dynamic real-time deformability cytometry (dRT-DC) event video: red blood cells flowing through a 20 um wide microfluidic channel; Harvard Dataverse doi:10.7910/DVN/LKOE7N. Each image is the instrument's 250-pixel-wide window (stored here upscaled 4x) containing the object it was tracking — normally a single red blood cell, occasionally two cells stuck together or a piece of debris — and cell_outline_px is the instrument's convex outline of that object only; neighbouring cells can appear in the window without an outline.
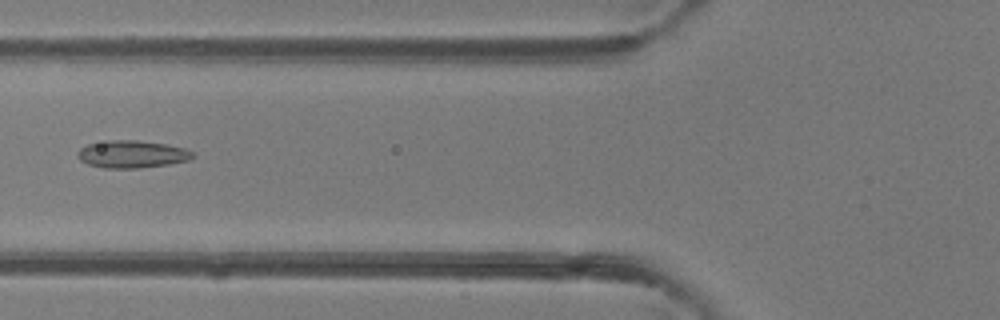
{"species": "common noctule bat (a hibernating species)", "species_latin": "Nyctalus noctula", "temperature_condition": "room temperature", "stored_images_in_passage": 29, "camera_frame_rate_fps": 3000, "um_per_image_px": 0.085, "animal": {"sex": "female"}, "frame": {"image": 1, "passage_image": 19, "time_ms": 6.0, "image_size_px": [1000, 320], "cell_outline_px": [[196, 156], [188, 160], [168, 164], [140, 168], [104, 168], [88, 164], [80, 160], [76, 156], [76, 152], [80, 148], [88, 144], [108, 140], [136, 140], [168, 144], [184, 148], [196, 152]], "centroid_in_image_um": [11.23, 13.1], "position_along_channel_um": 114.6, "area_um2": 18.61}}
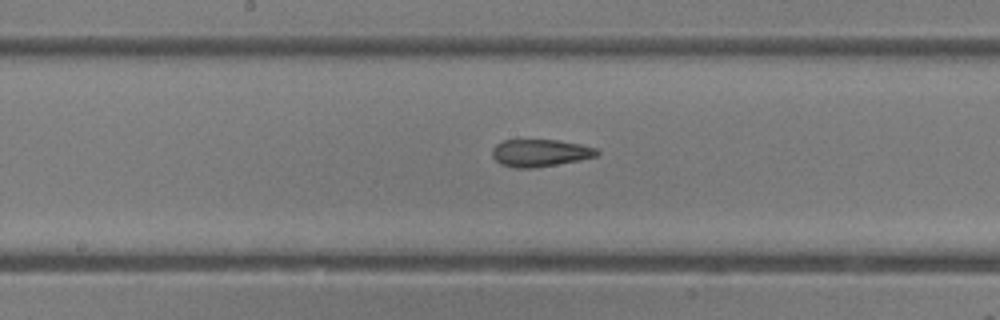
{"frame": {"image": 2, "passage_image": 25, "time_ms": 8.0, "image_size_px": [1000, 320], "cell_outline_px": [[600, 152], [596, 156], [580, 160], [536, 168], [512, 168], [500, 164], [492, 156], [492, 148], [496, 144], [504, 140], [556, 140], [580, 144], [596, 148]], "centroid_in_image_um": [45.89, 13.01], "position_along_channel_um": 202.3, "area_um2": 16.76}}
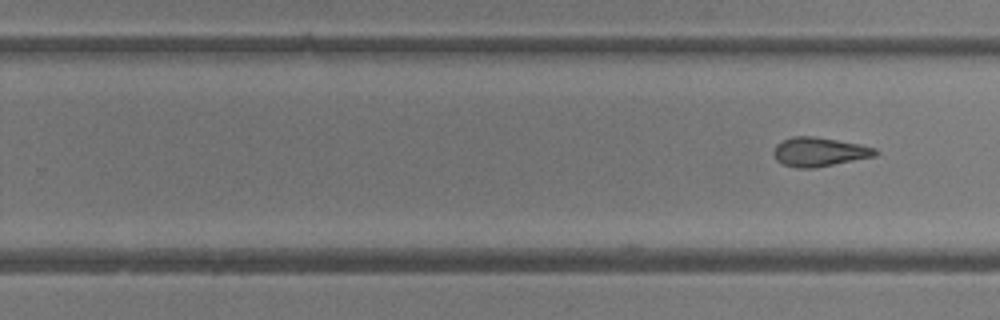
{"frame": {"image": 3, "passage_image": 29, "time_ms": 9.333, "image_size_px": [1000, 320], "cell_outline_px": [[880, 152], [876, 156], [812, 168], [796, 168], [784, 164], [776, 160], [772, 152], [776, 144], [792, 136], [812, 136], [860, 144], [876, 148]], "centroid_in_image_um": [69.63, 12.91], "position_along_channel_um": 260.2, "area_um2": 17.17}}